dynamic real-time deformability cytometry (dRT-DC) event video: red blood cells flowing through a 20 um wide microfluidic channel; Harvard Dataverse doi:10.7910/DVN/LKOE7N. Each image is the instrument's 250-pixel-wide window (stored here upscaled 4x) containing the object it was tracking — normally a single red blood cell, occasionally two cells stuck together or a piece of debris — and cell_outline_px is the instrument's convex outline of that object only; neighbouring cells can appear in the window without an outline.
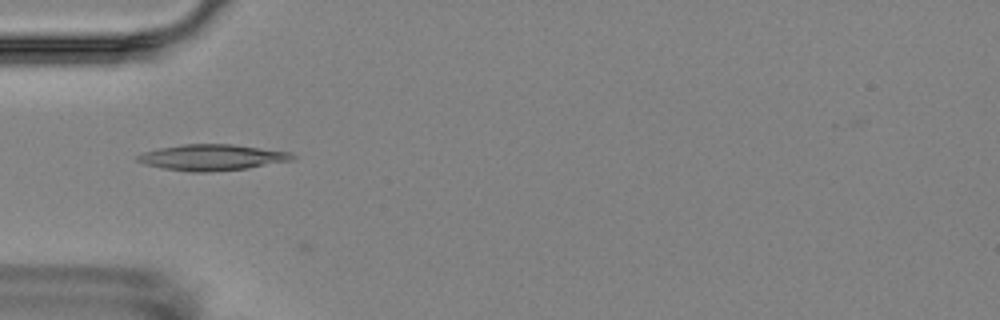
{"species": "Egyptian fruit bat (a non-hibernating species)", "species_latin": "Rousettus aegyptiacus", "temperature_condition": "room temperature", "stored_images_in_passage": 14, "camera_frame_rate_fps": 3000, "um_per_image_px": 0.085, "animal": {"sex": "female"}, "frame": {"image": 1, "passage_image": 3, "time_ms": 2.333, "image_size_px": [1000, 320], "cell_outline_px": [[296, 160], [248, 168], [208, 172], [192, 172], [160, 168], [144, 164], [136, 160], [136, 156], [144, 152], [160, 148], [184, 144], [232, 144], [292, 152], [296, 156]], "centroid_in_image_um": [18.07, 13.38], "position_along_channel_um": 66.9, "area_um2": 23.64}}
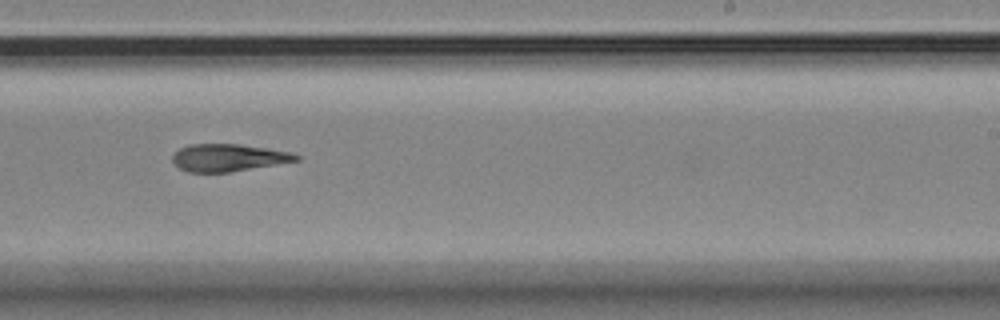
{"frame": {"image": 2, "passage_image": 8, "time_ms": 8.0, "image_size_px": [1000, 320], "cell_outline_px": [[300, 160], [228, 172], [188, 172], [180, 168], [172, 160], [172, 156], [180, 148], [188, 144], [240, 144], [292, 152], [300, 156]], "centroid_in_image_um": [19.41, 13.39], "position_along_channel_um": 269.6, "area_um2": 19.54}}
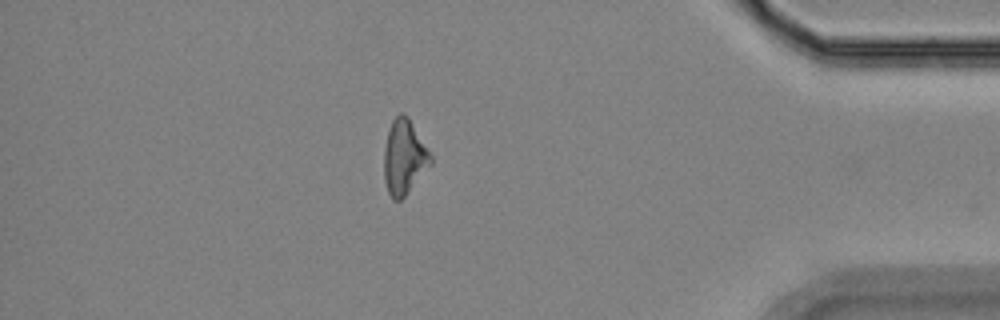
{"frame": {"image": 3, "passage_image": 12, "time_ms": 12.667, "image_size_px": [1000, 320], "cell_outline_px": [[432, 164], [404, 196], [400, 200], [392, 200], [388, 192], [384, 180], [384, 148], [388, 132], [392, 120], [400, 112], [404, 112], [408, 116], [432, 156]], "centroid_in_image_um": [34.35, 13.35], "position_along_channel_um": 400.9, "area_um2": 20.23}, "authors_computed_cell_mechanics": {"area_um2": 20.3456, "velocity_mm_per_s": 3.5717, "shape_relaxation_time_tau1_ms": null, "shape_relaxation_time_tau2_ms": 8.2509, "deformation_change_tau1": null, "deformation_change_tau2": 0.2186}}